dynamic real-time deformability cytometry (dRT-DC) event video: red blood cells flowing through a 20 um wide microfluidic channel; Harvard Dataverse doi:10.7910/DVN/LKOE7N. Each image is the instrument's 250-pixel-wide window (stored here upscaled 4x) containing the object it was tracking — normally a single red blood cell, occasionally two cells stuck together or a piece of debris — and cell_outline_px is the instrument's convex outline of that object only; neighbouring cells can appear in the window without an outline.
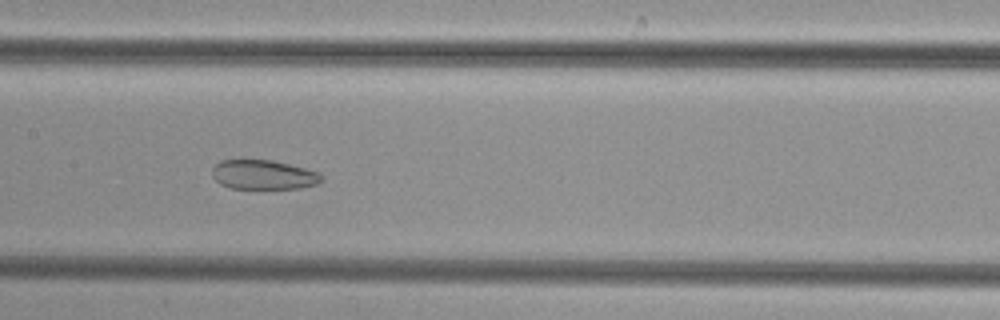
{"species": "common noctule bat (a hibernating species)", "species_latin": "Nyctalus noctula", "temperature_condition": "cold", "stored_images_in_passage": 46, "camera_frame_rate_fps": 3000, "um_per_image_px": 0.085, "animal": {"sex": "female", "body_mass_g": 29.2, "forearm_length_mm": 56.3}, "frame": {"image": 1, "passage_image": 20, "time_ms": 6.333, "image_size_px": [1000, 320], "cell_outline_px": [[324, 180], [320, 184], [300, 188], [232, 188], [220, 184], [212, 176], [212, 168], [220, 160], [272, 160], [320, 172], [324, 176]], "centroid_in_image_um": [22.44, 14.85], "position_along_channel_um": 185.0, "area_um2": 18.84}}